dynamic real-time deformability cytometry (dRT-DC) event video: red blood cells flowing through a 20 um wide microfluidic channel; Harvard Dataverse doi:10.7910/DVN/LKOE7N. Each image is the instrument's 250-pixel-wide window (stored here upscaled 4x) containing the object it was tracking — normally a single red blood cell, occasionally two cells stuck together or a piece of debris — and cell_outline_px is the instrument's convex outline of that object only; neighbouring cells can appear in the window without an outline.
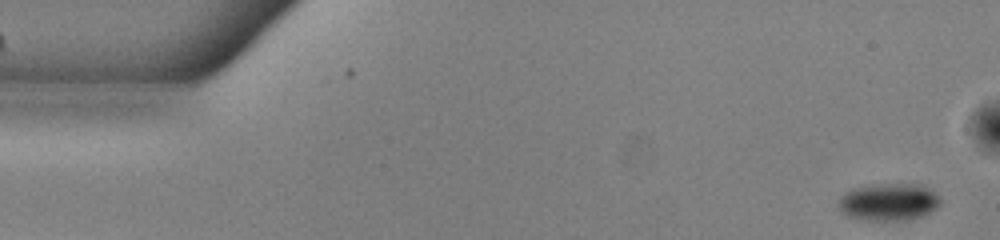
{"species": "common noctule bat (a hibernating species)", "species_latin": "Nyctalus noctula", "temperature_condition": "warm", "stored_images_in_passage": 52, "camera_frame_rate_fps": 3000, "um_per_image_px": 0.085, "animal": {"sex": "male", "body_mass_g": 13.0, "forearm_length_mm": 53.1}, "frame": {"image": 1, "passage_image": 1, "time_ms": 0.0, "image_size_px": [1000, 240], "cell_outline_px": [[940, 204], [936, 208], [920, 216], [908, 220], [864, 220], [848, 216], [840, 212], [836, 204], [840, 196], [844, 192], [852, 188], [872, 184], [924, 184], [940, 196]], "centroid_in_image_um": [75.5, 17.15], "position_along_channel_um": 9.5, "area_um2": 22.54}}
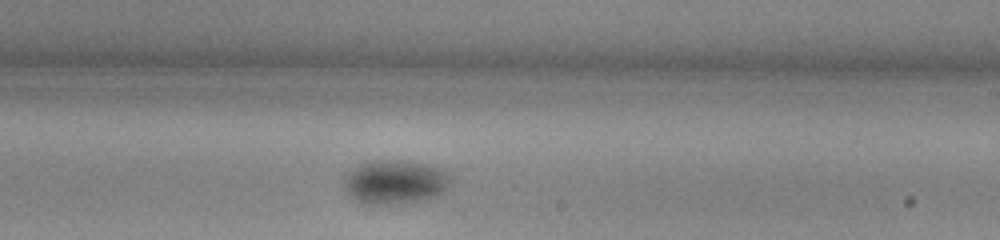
{"frame": {"image": 2, "passage_image": 30, "time_ms": 9.667, "image_size_px": [1000, 240], "cell_outline_px": [[452, 176], [448, 188], [436, 196], [420, 200], [384, 204], [368, 204], [356, 200], [344, 188], [344, 176], [352, 168], [368, 160], [404, 160], [428, 164], [440, 168], [448, 172]], "centroid_in_image_um": [33.59, 15.43], "position_along_channel_um": 255.4, "area_um2": 27.4}}
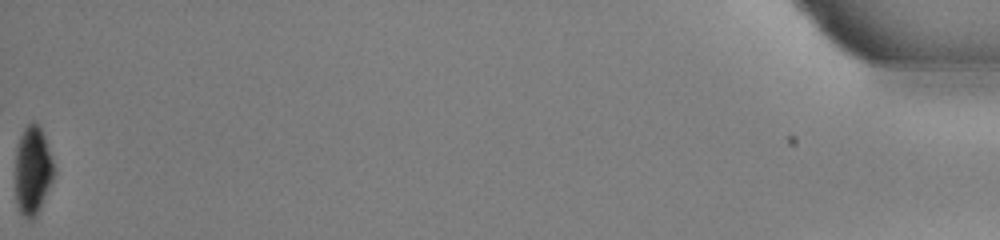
{"frame": {"image": 3, "passage_image": 52, "time_ms": 17.0, "image_size_px": [1000, 240], "cell_outline_px": [[56, 172], [40, 208], [36, 216], [32, 220], [28, 220], [20, 212], [16, 200], [16, 148], [20, 136], [24, 128], [32, 120], [40, 128], [44, 136]], "centroid_in_image_um": [2.78, 14.51], "position_along_channel_um": 432.4, "area_um2": 19.77}, "authors_computed_cell_mechanics": {"area_um2": 25.2297, "velocity_mm_per_s": 3.8896, "shape_relaxation_time_tau1_ms": 4.8854, "shape_relaxation_time_tau2_ms": null, "deformation_change_tau1": 0.1055, "deformation_change_tau2": null}}